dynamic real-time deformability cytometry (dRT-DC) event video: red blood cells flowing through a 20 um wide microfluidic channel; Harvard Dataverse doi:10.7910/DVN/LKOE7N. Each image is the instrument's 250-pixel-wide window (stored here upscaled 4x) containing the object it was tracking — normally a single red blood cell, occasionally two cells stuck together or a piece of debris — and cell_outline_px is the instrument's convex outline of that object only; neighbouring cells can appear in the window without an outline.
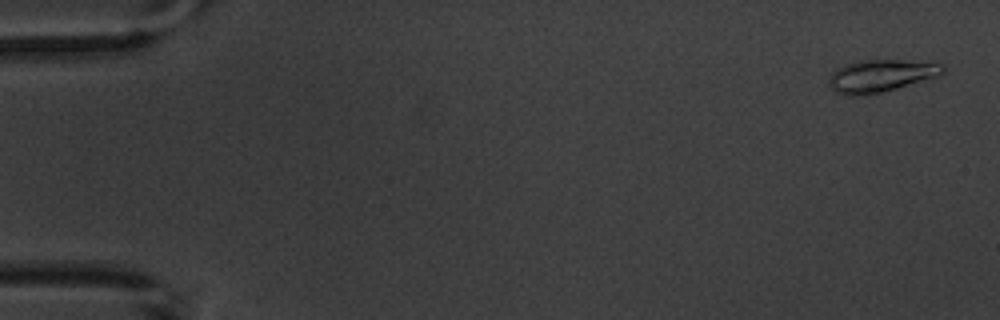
{"species": "common noctule bat (a hibernating species)", "species_latin": "Nyctalus noctula", "temperature_condition": "warm", "stored_images_in_passage": 6, "camera_frame_rate_fps": 3000, "um_per_image_px": 0.085, "animal": {"sex": "male", "body_mass_g": 20.1, "forearm_length_mm": 53.5}, "frame": {"image": 1, "passage_image": 1, "time_ms": 0.0, "image_size_px": [1000, 320], "cell_outline_px": [[944, 72], [940, 76], [896, 88], [880, 92], [856, 96], [844, 96], [836, 92], [828, 84], [828, 80], [832, 72], [844, 64], [864, 60], [900, 60], [944, 64]], "centroid_in_image_um": [74.85, 6.45], "position_along_channel_um": 10.2, "area_um2": 21.39}}